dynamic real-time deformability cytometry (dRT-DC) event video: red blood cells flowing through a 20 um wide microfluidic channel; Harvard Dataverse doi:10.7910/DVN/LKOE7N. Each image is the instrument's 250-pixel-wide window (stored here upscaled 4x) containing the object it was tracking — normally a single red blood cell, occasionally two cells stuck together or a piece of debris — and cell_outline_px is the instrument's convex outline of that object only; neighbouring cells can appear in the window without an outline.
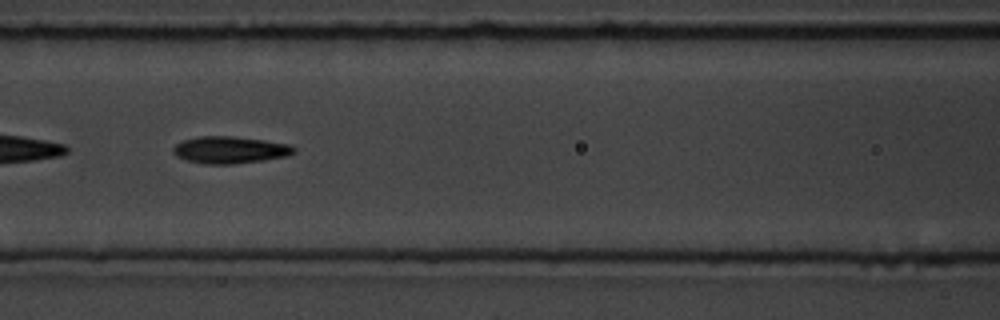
{"species": "common noctule bat (a hibernating species)", "species_latin": "Nyctalus noctula", "temperature_condition": "room temperature", "stored_images_in_passage": 55, "camera_frame_rate_fps": 3000, "um_per_image_px": 0.085, "animal": {"sex": "male", "body_mass_g": 19.5, "forearm_length_mm": 54.6}, "frame": {"image": 1, "passage_image": 23, "time_ms": 7.333, "image_size_px": [1000, 320], "cell_outline_px": [[296, 152], [288, 156], [264, 160], [232, 164], [208, 164], [188, 160], [176, 156], [172, 152], [172, 148], [176, 144], [184, 140], [200, 136], [232, 136], [264, 140], [288, 144], [296, 148]], "centroid_in_image_um": [19.56, 12.74], "position_along_channel_um": 147.0, "area_um2": 18.96}}
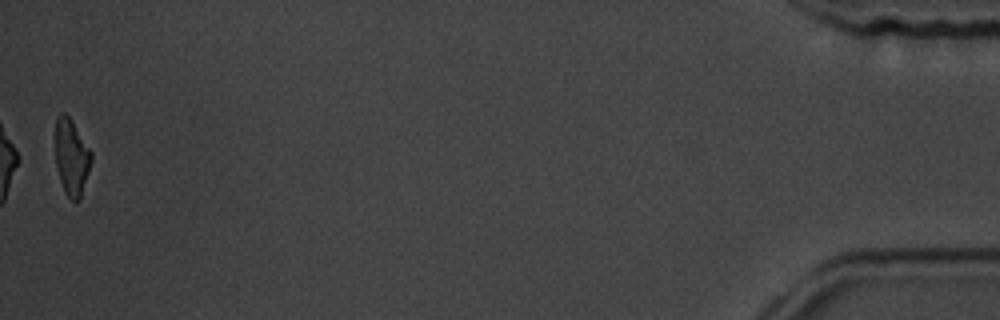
{"frame": {"image": 2, "passage_image": 55, "time_ms": 18.0, "image_size_px": [1000, 320], "cell_outline_px": [[92, 160], [80, 200], [72, 200], [64, 192], [56, 168], [52, 136], [56, 116], [60, 112], [64, 112], [72, 120], [92, 152]], "centroid_in_image_um": [6.02, 13.28], "position_along_channel_um": 429.2, "area_um2": 16.76}, "authors_computed_cell_mechanics": {"area_um2": 18.6694, "velocity_mm_per_s": 3.5429, "shape_relaxation_time_tau1_ms": 3.3583, "shape_relaxation_time_tau2_ms": 3.0611, "deformation_change_tau1": 0.1846, "deformation_change_tau2": 0.1128}}